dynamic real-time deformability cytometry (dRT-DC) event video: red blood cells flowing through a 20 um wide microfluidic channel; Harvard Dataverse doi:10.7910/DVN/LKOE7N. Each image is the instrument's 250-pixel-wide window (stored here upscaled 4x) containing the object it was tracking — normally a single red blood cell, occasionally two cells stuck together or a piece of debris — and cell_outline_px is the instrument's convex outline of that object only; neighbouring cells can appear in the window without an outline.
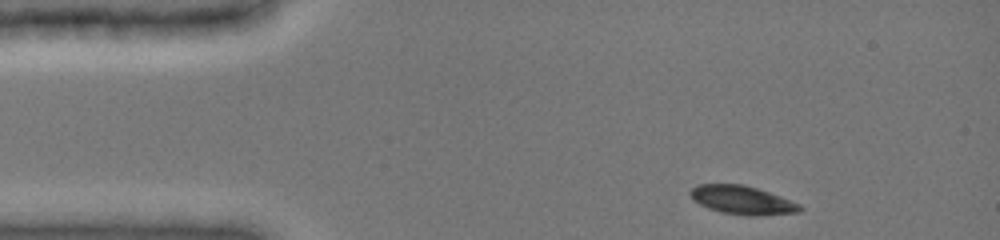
{"species": "common noctule bat (a hibernating species)", "species_latin": "Nyctalus noctula", "temperature_condition": "cold", "stored_images_in_passage": 62, "camera_frame_rate_fps": 3000, "um_per_image_px": 0.085, "animal": {"sex": "female", "body_mass_g": 19.0, "forearm_length_mm": 51.5}, "frame": {"image": 1, "passage_image": 1, "time_ms": 0.0, "image_size_px": [1000, 240], "cell_outline_px": [[804, 208], [800, 212], [756, 216], [748, 216], [720, 212], [708, 208], [700, 204], [688, 192], [696, 184], [744, 184], [780, 196], [800, 204]], "centroid_in_image_um": [63.11, 17.01], "position_along_channel_um": 21.9, "area_um2": 18.21}}
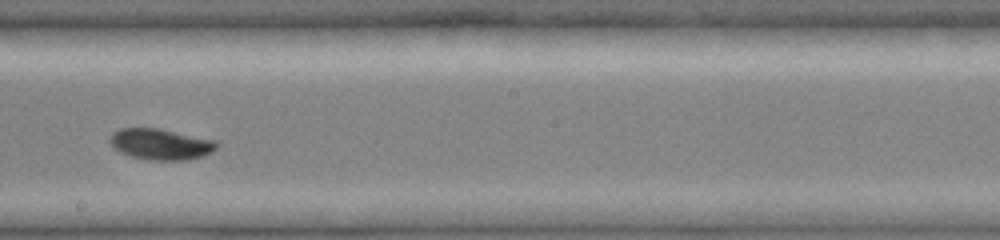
{"frame": {"image": 2, "passage_image": 39, "time_ms": 7.0, "image_size_px": [1000, 240], "cell_outline_px": [[220, 144], [212, 152], [204, 156], [188, 160], [148, 160], [132, 156], [120, 152], [108, 140], [112, 132], [120, 128], [160, 128], [216, 140]], "centroid_in_image_um": [13.69, 12.25], "position_along_channel_um": 234.5, "area_um2": 19.48}}
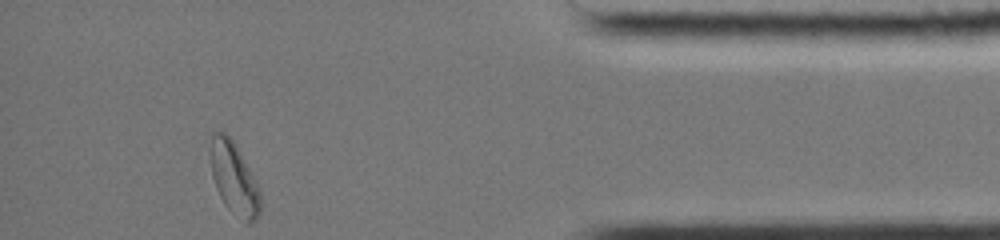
{"frame": {"image": 3, "passage_image": 62, "time_ms": 12.333, "image_size_px": [1000, 240], "cell_outline_px": [[260, 212], [248, 224], [232, 212], [224, 204], [216, 188], [212, 176], [208, 152], [212, 136], [216, 132], [224, 132], [232, 140], [240, 152], [256, 180], [260, 188]], "centroid_in_image_um": [19.87, 15.14], "position_along_channel_um": 415.3, "area_um2": 20.98}, "authors_computed_cell_mechanics": {"area_um2": 19.4208, "velocity_mm_per_s": 3.9733, "shape_relaxation_time_tau1_ms": 3.7037, "shape_relaxation_time_tau2_ms": null, "deformation_change_tau1": 0.1264, "deformation_change_tau2": null}}